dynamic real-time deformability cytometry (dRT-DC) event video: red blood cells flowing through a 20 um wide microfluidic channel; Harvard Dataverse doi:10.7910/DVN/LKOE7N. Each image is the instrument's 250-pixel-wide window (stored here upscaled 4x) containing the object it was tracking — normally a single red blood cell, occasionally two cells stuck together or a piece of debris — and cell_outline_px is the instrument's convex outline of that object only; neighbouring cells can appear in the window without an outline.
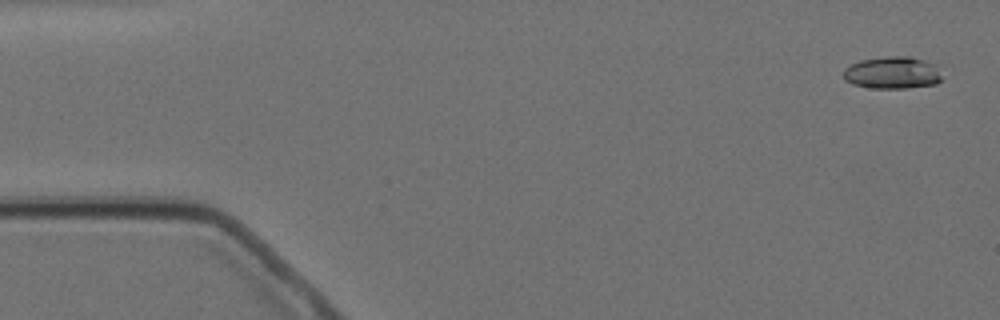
{"species": "Egyptian fruit bat (a non-hibernating species)", "species_latin": "Rousettus aegyptiacus", "temperature_condition": "cold", "stored_images_in_passage": 5, "camera_frame_rate_fps": 3000, "um_per_image_px": 0.085, "animal": {"sex": "female"}, "frame": {"image": 1, "passage_image": 1, "time_ms": 0.0, "image_size_px": [1000, 320], "cell_outline_px": [[940, 80], [936, 84], [908, 88], [872, 88], [852, 84], [844, 80], [844, 68], [860, 60], [888, 56], [908, 56], [924, 60], [936, 64], [940, 76]], "centroid_in_image_um": [75.84, 6.18], "position_along_channel_um": 9.2, "area_um2": 18.5}}
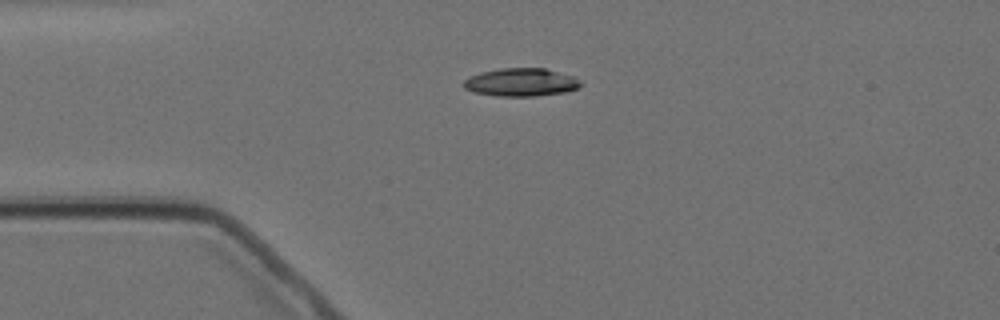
{"frame": {"image": 2, "passage_image": 4, "time_ms": 3.667, "image_size_px": [1000, 320], "cell_outline_px": [[584, 84], [576, 88], [564, 92], [536, 96], [496, 96], [476, 92], [464, 88], [464, 80], [480, 72], [500, 68], [544, 68], [572, 76], [580, 80]], "centroid_in_image_um": [44.3, 6.99], "position_along_channel_um": 40.7, "area_um2": 18.96}}